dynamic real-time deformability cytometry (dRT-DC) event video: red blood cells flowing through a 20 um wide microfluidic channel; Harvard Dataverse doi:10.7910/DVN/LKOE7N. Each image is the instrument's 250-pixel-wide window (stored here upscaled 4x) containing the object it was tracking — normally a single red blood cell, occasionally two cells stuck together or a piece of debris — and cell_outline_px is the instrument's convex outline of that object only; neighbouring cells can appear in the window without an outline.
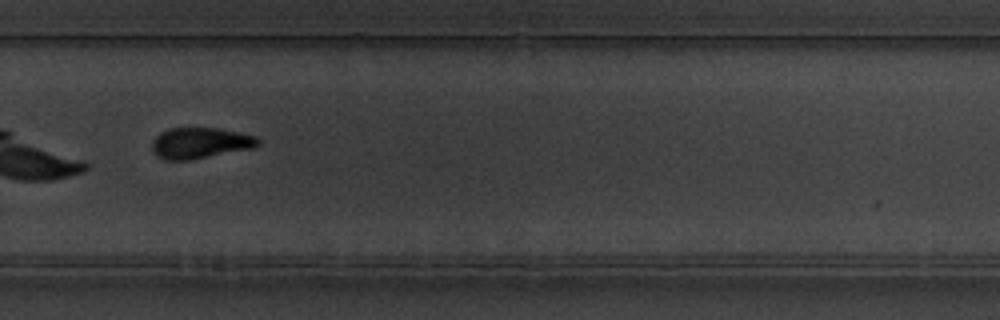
{"species": "common noctule bat (a hibernating species)", "species_latin": "Nyctalus noctula", "temperature_condition": "warm", "stored_images_in_passage": 24, "camera_frame_rate_fps": 3000, "um_per_image_px": 0.085, "animal": {"sex": "male", "body_mass_g": 19.5, "forearm_length_mm": 54.6}, "frame": {"image": 1, "passage_image": 21, "time_ms": 6.667, "image_size_px": [1000, 320], "cell_outline_px": [[260, 144], [252, 148], [192, 160], [164, 160], [156, 156], [152, 148], [152, 140], [160, 132], [168, 128], [216, 128], [256, 136], [260, 140]], "centroid_in_image_um": [16.98, 12.16], "position_along_channel_um": 312.8, "area_um2": 19.19}}